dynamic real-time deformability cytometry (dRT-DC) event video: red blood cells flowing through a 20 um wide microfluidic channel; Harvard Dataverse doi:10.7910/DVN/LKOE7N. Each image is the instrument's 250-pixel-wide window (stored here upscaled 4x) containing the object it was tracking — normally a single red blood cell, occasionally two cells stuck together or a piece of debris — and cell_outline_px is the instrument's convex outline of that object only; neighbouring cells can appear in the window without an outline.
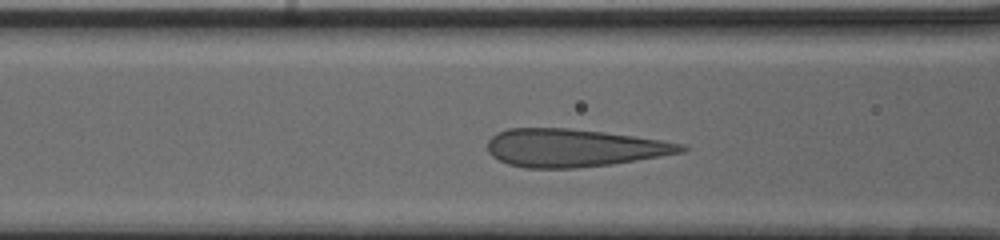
{"species": "human", "species_latin": "Homo sapiens", "temperature_condition": "cold", "stored_images_in_passage": 30, "camera_frame_rate_fps": 3000, "um_per_image_px": 0.085, "donor": {"sex": "male"}, "frame": {"image": 1, "passage_image": 7, "time_ms": 2.0, "image_size_px": [1000, 240], "cell_outline_px": [[688, 148], [684, 152], [612, 164], [576, 168], [524, 168], [508, 164], [492, 156], [488, 152], [488, 140], [496, 132], [508, 128], [568, 128], [604, 132], [660, 140], [684, 144]], "centroid_in_image_um": [48.74, 12.57], "position_along_channel_um": 117.9, "area_um2": 42.66}}
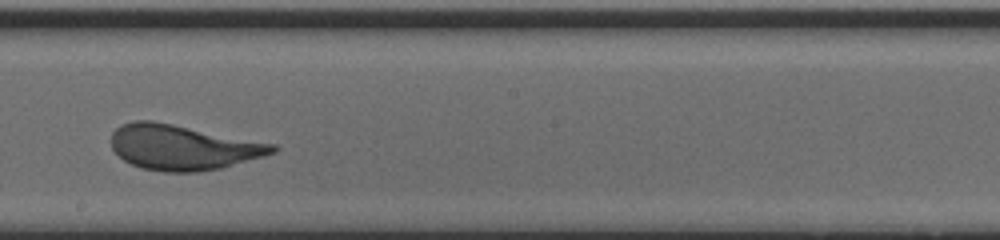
{"frame": {"image": 2, "passage_image": 16, "time_ms": 5.0, "image_size_px": [1000, 240], "cell_outline_px": [[280, 148], [276, 152], [264, 156], [220, 168], [196, 172], [164, 172], [140, 168], [124, 160], [112, 148], [112, 132], [120, 124], [132, 120], [152, 120], [276, 144]], "centroid_in_image_um": [15.54, 12.52], "position_along_channel_um": 232.7, "area_um2": 42.43}}
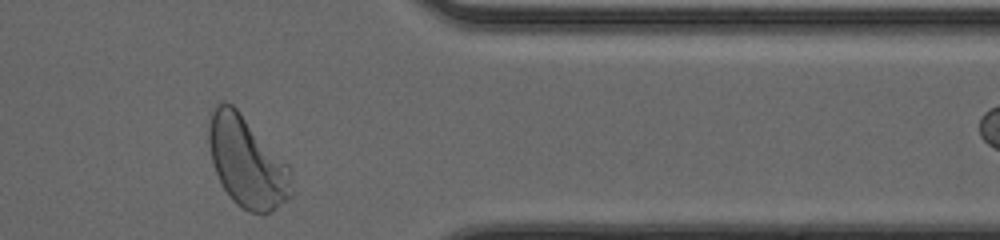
{"frame": {"image": 3, "passage_image": 29, "time_ms": 9.333, "image_size_px": [1000, 240], "cell_outline_px": [[292, 196], [268, 212], [248, 212], [236, 204], [232, 200], [224, 188], [216, 172], [212, 160], [208, 144], [208, 124], [212, 104], [220, 100], [224, 100], [232, 104], [236, 108], [288, 164], [292, 172]], "centroid_in_image_um": [20.96, 13.72], "position_along_channel_um": 390.4, "area_um2": 43.7}, "authors_computed_cell_mechanics": {"area_um2": 42.0206, "velocity_mm_per_s": 3.8462, "shape_relaxation_time_tau1_ms": 3.5064, "shape_relaxation_time_tau2_ms": null, "deformation_change_tau1": 0.1532, "deformation_change_tau2": null}}